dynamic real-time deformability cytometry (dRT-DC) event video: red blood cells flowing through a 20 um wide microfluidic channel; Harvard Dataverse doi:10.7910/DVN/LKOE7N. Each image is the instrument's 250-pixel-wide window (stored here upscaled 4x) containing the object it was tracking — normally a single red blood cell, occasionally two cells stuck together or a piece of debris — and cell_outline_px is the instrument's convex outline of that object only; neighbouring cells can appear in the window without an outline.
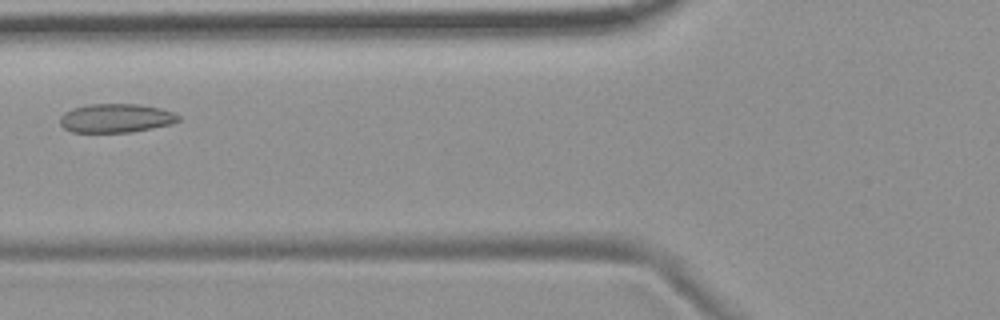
{"species": "common noctule bat (a hibernating species)", "species_latin": "Nyctalus noctula", "temperature_condition": "room temperature", "stored_images_in_passage": 6, "camera_frame_rate_fps": 3000, "um_per_image_px": 0.085, "animal": {"sex": "female", "body_mass_g": 19.9}, "frame": {"image": 1, "passage_image": 4, "time_ms": 4.333, "image_size_px": [1000, 320], "cell_outline_px": [[180, 120], [172, 124], [132, 132], [72, 132], [64, 128], [60, 124], [60, 116], [64, 112], [72, 108], [88, 104], [140, 104], [160, 108], [172, 112], [180, 116]], "centroid_in_image_um": [9.85, 10.04], "position_along_channel_um": 116.0, "area_um2": 20.0}}
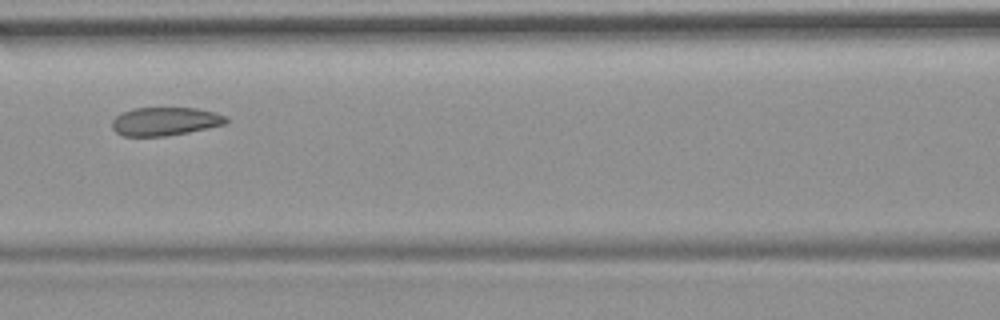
{"frame": {"image": 2, "passage_image": 5, "time_ms": 5.333, "image_size_px": [1000, 320], "cell_outline_px": [[228, 120], [224, 124], [208, 128], [188, 132], [164, 136], [124, 136], [116, 132], [112, 128], [112, 120], [116, 116], [132, 108], [196, 108], [216, 112], [228, 116]], "centroid_in_image_um": [14.05, 10.31], "position_along_channel_um": 152.6, "area_um2": 18.84}}
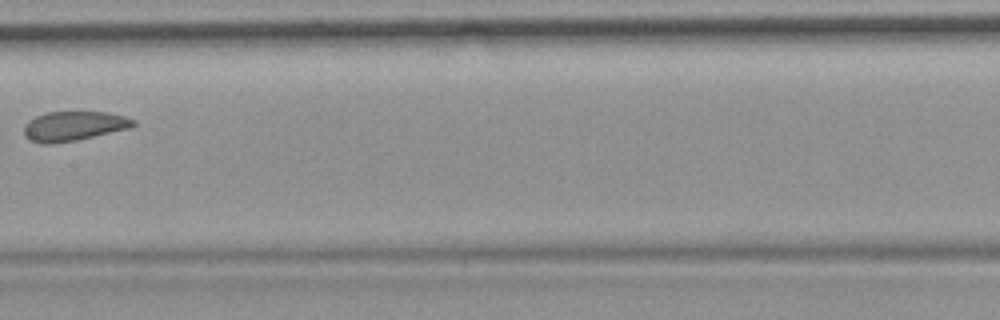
{"frame": {"image": 3, "passage_image": 6, "time_ms": 6.667, "image_size_px": [1000, 320], "cell_outline_px": [[136, 124], [132, 128], [76, 140], [52, 144], [40, 144], [28, 140], [24, 136], [24, 124], [28, 120], [36, 116], [48, 112], [108, 112], [124, 116], [136, 120]], "centroid_in_image_um": [6.26, 10.72], "position_along_channel_um": 201.1, "area_um2": 19.07}}